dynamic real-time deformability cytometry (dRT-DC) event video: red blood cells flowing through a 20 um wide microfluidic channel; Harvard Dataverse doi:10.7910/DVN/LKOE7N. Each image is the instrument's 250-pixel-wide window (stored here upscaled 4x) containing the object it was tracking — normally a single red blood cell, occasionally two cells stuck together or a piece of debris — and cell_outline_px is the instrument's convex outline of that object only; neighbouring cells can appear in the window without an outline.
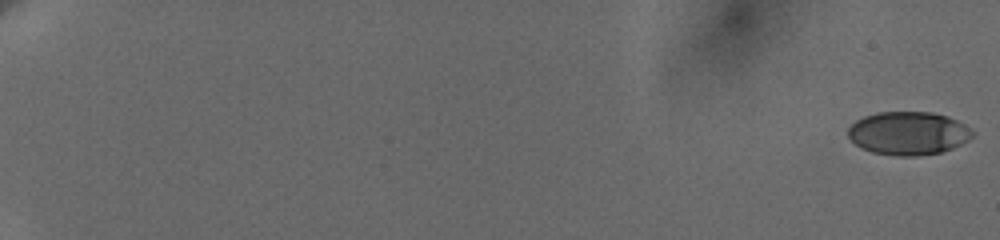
{"species": "human", "species_latin": "Homo sapiens", "temperature_condition": "cold", "stored_images_in_passage": 38, "camera_frame_rate_fps": 3000, "um_per_image_px": 0.085, "donor": {"sex": "female"}, "frame": {"image": 1, "passage_image": 1, "time_ms": 0.0, "image_size_px": [1000, 240], "cell_outline_px": [[976, 132], [968, 140], [952, 148], [940, 152], [916, 156], [896, 156], [872, 152], [860, 148], [848, 136], [848, 128], [856, 120], [864, 116], [876, 112], [932, 112], [948, 116], [964, 124]], "centroid_in_image_um": [77.2, 11.32], "position_along_channel_um": 7.8, "area_um2": 31.44}}
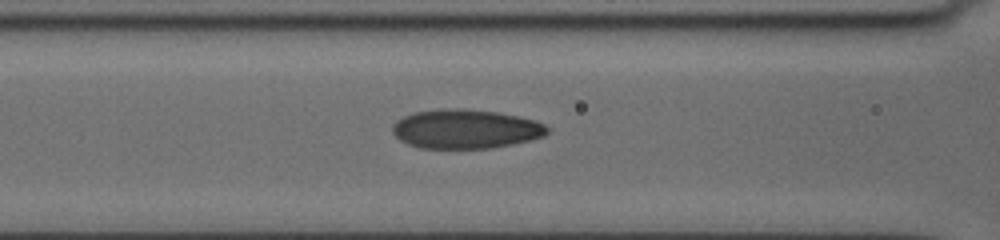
{"frame": {"image": 2, "passage_image": 22, "time_ms": 9.667, "image_size_px": [1000, 240], "cell_outline_px": [[548, 132], [544, 136], [512, 144], [488, 148], [420, 148], [408, 144], [400, 140], [392, 132], [392, 124], [396, 120], [412, 112], [440, 108], [460, 108], [496, 112], [516, 116], [532, 120], [544, 124], [548, 128]], "centroid_in_image_um": [39.51, 10.95], "position_along_channel_um": 127.1, "area_um2": 35.26}}
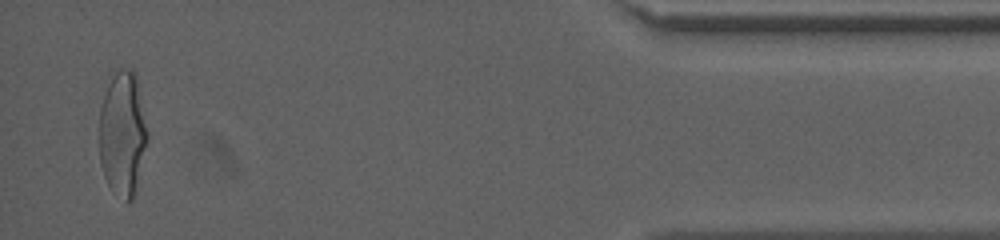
{"frame": {"image": 3, "passage_image": 38, "time_ms": 19.333, "image_size_px": [1000, 240], "cell_outline_px": [[148, 140], [132, 200], [128, 200], [112, 192], [104, 176], [100, 164], [100, 108], [112, 68], [132, 68], [136, 76], [148, 132]], "centroid_in_image_um": [10.41, 11.27], "position_along_channel_um": 424.8, "area_um2": 35.08}, "authors_computed_cell_mechanics": {"area_um2": 33.8997, "velocity_mm_per_s": 3.6698, "shape_relaxation_time_tau1_ms": 4.8758, "shape_relaxation_time_tau2_ms": 1.2192, "deformation_change_tau1": 0.1769, "deformation_change_tau2": 0.0713}}